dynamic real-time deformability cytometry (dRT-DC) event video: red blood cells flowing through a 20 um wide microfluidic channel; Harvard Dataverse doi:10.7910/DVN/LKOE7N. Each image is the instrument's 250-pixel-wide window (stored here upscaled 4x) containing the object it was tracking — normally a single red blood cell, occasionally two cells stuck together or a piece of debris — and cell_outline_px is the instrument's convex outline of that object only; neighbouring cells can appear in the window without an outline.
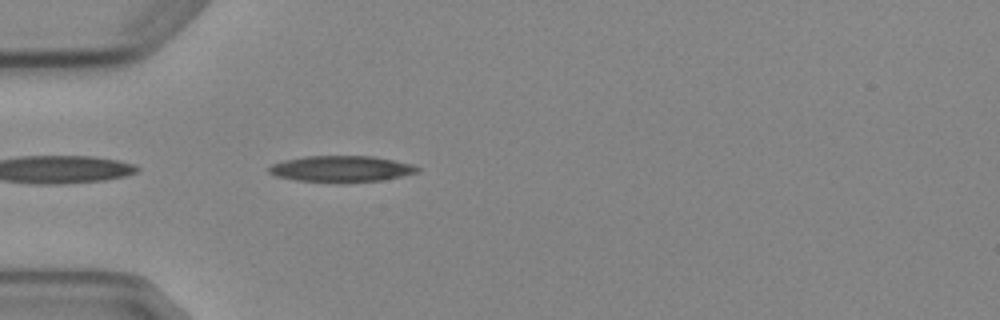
{"species": "Egyptian fruit bat (a non-hibernating species)", "species_latin": "Rousettus aegyptiacus", "temperature_condition": "cold", "stored_images_in_passage": 3, "camera_frame_rate_fps": 3000, "um_per_image_px": 0.085, "animal": {"sex": "female"}, "frame": {"image": 1, "passage_image": 3, "time_ms": 2.333, "image_size_px": [1000, 320], "cell_outline_px": [[420, 168], [416, 172], [400, 176], [380, 180], [296, 180], [276, 176], [268, 172], [268, 168], [272, 164], [284, 160], [304, 156], [372, 156], [412, 164]], "centroid_in_image_um": [28.96, 14.31], "position_along_channel_um": 56.0, "area_um2": 21.62}}